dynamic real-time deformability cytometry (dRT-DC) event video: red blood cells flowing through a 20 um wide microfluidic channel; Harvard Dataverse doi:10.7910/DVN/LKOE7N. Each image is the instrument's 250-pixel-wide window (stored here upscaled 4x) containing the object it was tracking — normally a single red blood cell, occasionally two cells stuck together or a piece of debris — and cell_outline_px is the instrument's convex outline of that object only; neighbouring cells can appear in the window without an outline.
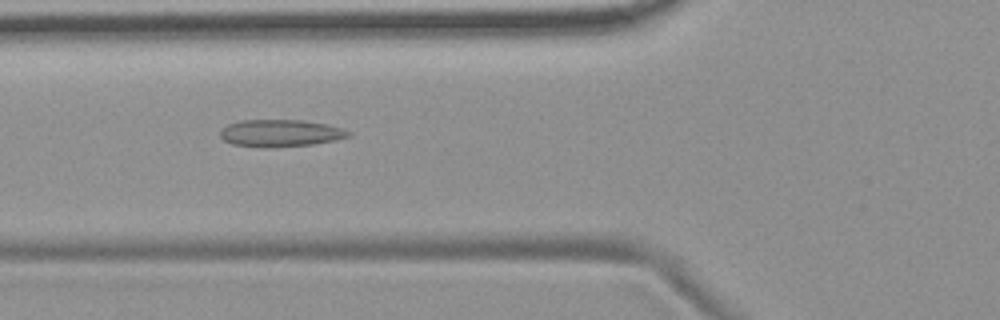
{"species": "common noctule bat (a hibernating species)", "species_latin": "Nyctalus noctula", "temperature_condition": "room temperature", "stored_images_in_passage": 8, "camera_frame_rate_fps": 3000, "um_per_image_px": 0.085, "animal": {"sex": "female", "body_mass_g": 19.9}, "frame": {"image": 1, "passage_image": 5, "time_ms": 5.333, "image_size_px": [1000, 320], "cell_outline_px": [[352, 136], [336, 140], [312, 144], [268, 148], [260, 148], [232, 144], [224, 140], [220, 136], [220, 128], [228, 124], [240, 120], [300, 120], [328, 124], [344, 128], [352, 132]], "centroid_in_image_um": [23.85, 11.32], "position_along_channel_um": 102.0, "area_um2": 20.63}}
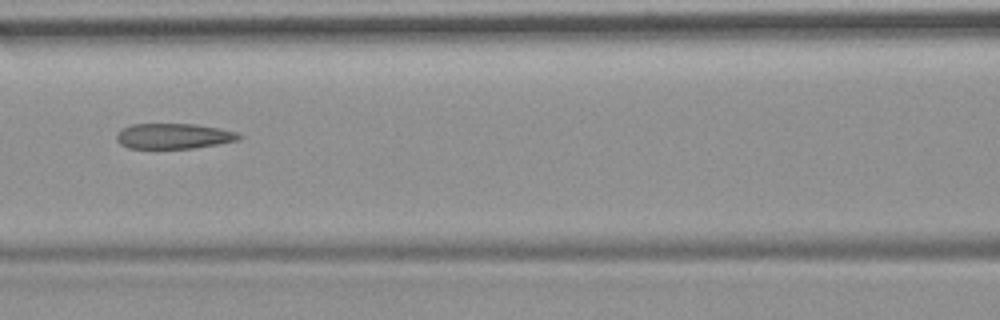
{"frame": {"image": 2, "passage_image": 6, "time_ms": 6.667, "image_size_px": [1000, 320], "cell_outline_px": [[244, 136], [240, 140], [220, 144], [192, 148], [128, 148], [120, 144], [116, 140], [116, 136], [124, 128], [132, 124], [196, 124], [220, 128], [236, 132]], "centroid_in_image_um": [14.82, 11.57], "position_along_channel_um": 151.8, "area_um2": 18.15}}
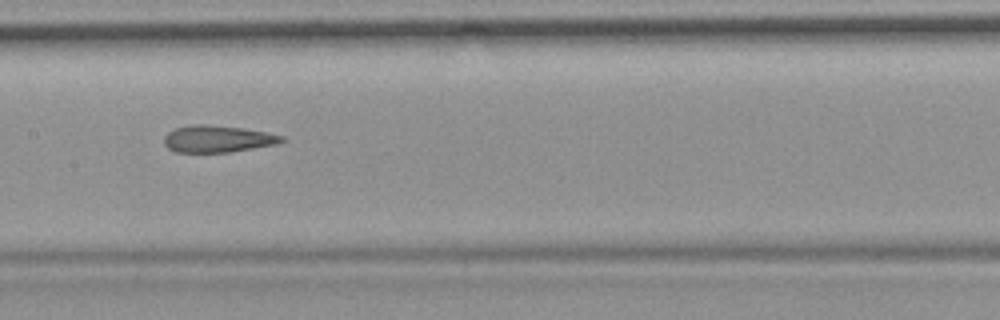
{"frame": {"image": 3, "passage_image": 7, "time_ms": 7.667, "image_size_px": [1000, 320], "cell_outline_px": [[284, 140], [276, 144], [228, 152], [176, 152], [168, 148], [164, 144], [164, 136], [168, 132], [176, 128], [192, 124], [208, 124], [244, 128], [284, 136]], "centroid_in_image_um": [18.46, 11.79], "position_along_channel_um": 188.9, "area_um2": 18.32}}